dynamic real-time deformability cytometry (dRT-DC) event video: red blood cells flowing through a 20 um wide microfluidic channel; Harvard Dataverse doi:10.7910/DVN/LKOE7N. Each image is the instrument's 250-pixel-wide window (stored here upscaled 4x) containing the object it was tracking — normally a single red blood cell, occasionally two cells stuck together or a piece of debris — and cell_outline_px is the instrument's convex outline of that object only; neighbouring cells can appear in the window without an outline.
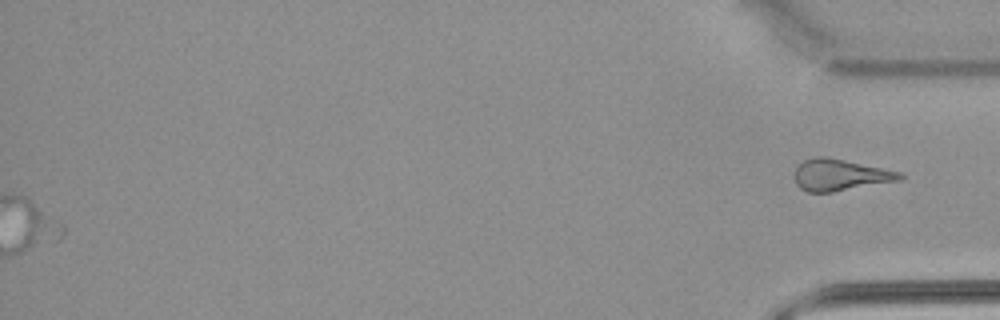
{"species": "common noctule bat (a hibernating species)", "species_latin": "Nyctalus noctula", "temperature_condition": "warm", "stored_images_in_passage": 56, "segment_of_instrument_passage": [2, 2], "camera_frame_rate_fps": 3000, "um_per_image_px": 0.085, "animal": {"sex": "male", "body_mass_g": 21.5, "forearm_length_mm": 52.0}, "frame": {"image": 1, "passage_image": 56, "time_ms": 18.333, "image_size_px": [1000, 320], "cell_outline_px": [[904, 176], [900, 180], [832, 192], [808, 192], [800, 188], [796, 184], [796, 168], [804, 160], [816, 156], [824, 156], [844, 160], [900, 172]], "centroid_in_image_um": [71.39, 14.87], "position_along_channel_um": 363.8, "area_um2": 18.96}}